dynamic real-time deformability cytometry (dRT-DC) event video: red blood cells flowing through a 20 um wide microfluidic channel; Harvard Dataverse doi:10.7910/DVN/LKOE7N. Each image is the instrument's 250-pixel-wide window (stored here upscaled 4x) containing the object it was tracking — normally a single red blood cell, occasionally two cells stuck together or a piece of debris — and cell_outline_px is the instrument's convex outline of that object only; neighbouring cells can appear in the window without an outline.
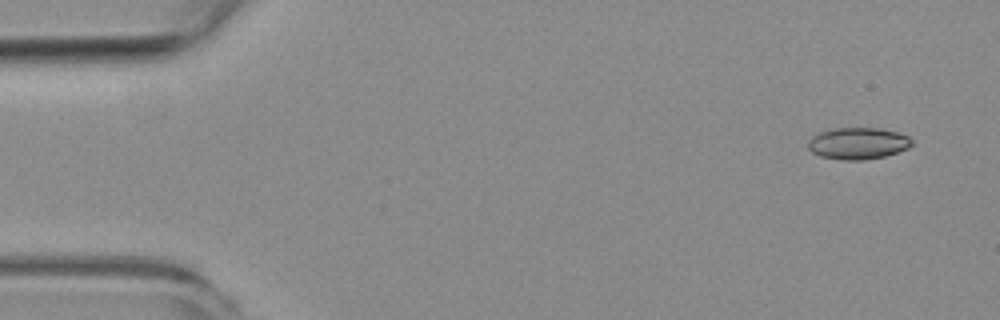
{"species": "common noctule bat (a hibernating species)", "species_latin": "Nyctalus noctula", "temperature_condition": "room temperature", "stored_images_in_passage": 5, "camera_frame_rate_fps": 3000, "um_per_image_px": 0.085, "animal": {"sex": "female", "body_mass_g": 19.3, "forearm_length_mm": 54.1}, "frame": {"image": 1, "passage_image": 1, "time_ms": 0.0, "image_size_px": [1000, 320], "cell_outline_px": [[912, 144], [908, 148], [884, 156], [864, 160], [844, 160], [820, 156], [812, 152], [808, 148], [808, 140], [812, 136], [820, 132], [832, 128], [880, 128], [896, 132], [908, 136], [912, 140]], "centroid_in_image_um": [72.9, 12.18], "position_along_channel_um": 12.1, "area_um2": 19.13}}
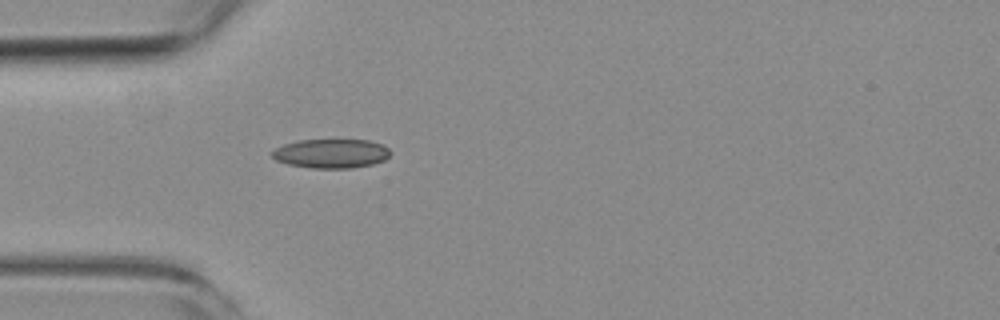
{"frame": {"image": 2, "passage_image": 5, "time_ms": 4.333, "image_size_px": [1000, 320], "cell_outline_px": [[392, 152], [384, 160], [372, 164], [352, 168], [312, 168], [288, 164], [276, 160], [272, 156], [272, 152], [276, 148], [284, 144], [300, 140], [368, 140], [380, 144], [388, 148]], "centroid_in_image_um": [28.16, 13.05], "position_along_channel_um": 56.8, "area_um2": 19.94}}